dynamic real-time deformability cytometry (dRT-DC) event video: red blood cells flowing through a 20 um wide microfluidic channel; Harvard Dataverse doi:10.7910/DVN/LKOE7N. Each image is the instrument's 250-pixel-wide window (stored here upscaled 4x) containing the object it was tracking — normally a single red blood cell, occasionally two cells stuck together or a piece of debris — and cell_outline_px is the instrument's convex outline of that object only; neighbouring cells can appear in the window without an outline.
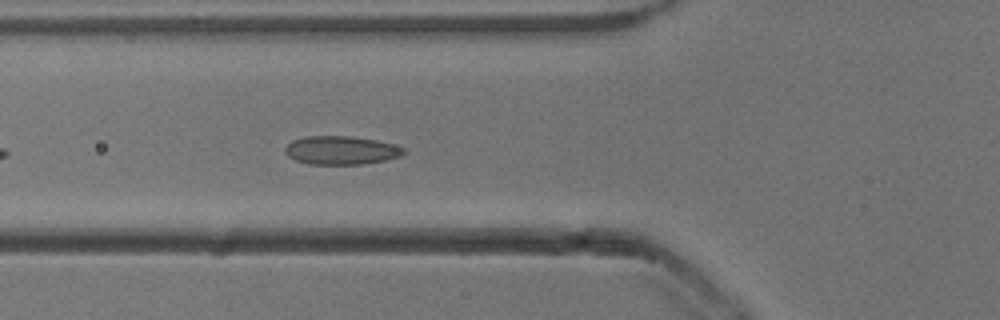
{"species": "common noctule bat (a hibernating species)", "species_latin": "Nyctalus noctula", "temperature_condition": "cold", "stored_images_in_passage": 22, "camera_frame_rate_fps": 3000, "um_per_image_px": 0.085, "animal": {"sex": "male", "body_mass_g": 13.3}, "frame": {"image": 1, "passage_image": 8, "time_ms": 2.333, "image_size_px": [1000, 320], "cell_outline_px": [[408, 152], [400, 156], [384, 160], [360, 164], [308, 164], [296, 160], [288, 156], [284, 152], [284, 148], [292, 140], [304, 136], [352, 136], [376, 140], [392, 144], [404, 148]], "centroid_in_image_um": [28.97, 12.77], "position_along_channel_um": 96.8, "area_um2": 19.71}}
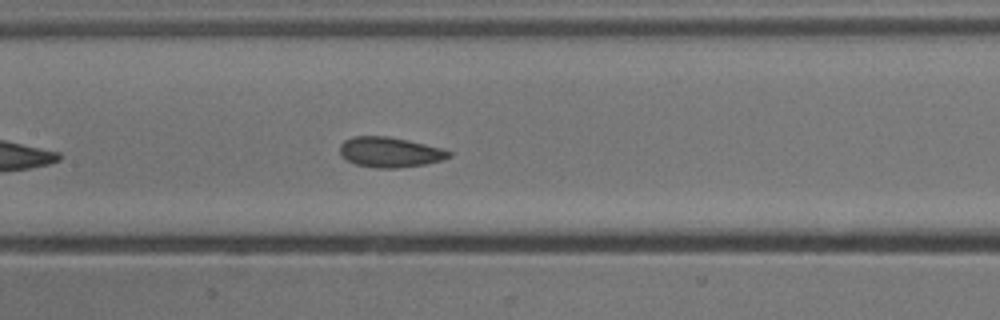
{"frame": {"image": 2, "passage_image": 14, "time_ms": 4.333, "image_size_px": [1000, 320], "cell_outline_px": [[452, 156], [444, 160], [424, 164], [396, 168], [376, 168], [356, 164], [340, 156], [340, 144], [344, 140], [352, 136], [388, 136], [408, 140], [440, 148], [452, 152]], "centroid_in_image_um": [33.13, 12.93], "position_along_channel_um": 174.3, "area_um2": 19.19}}
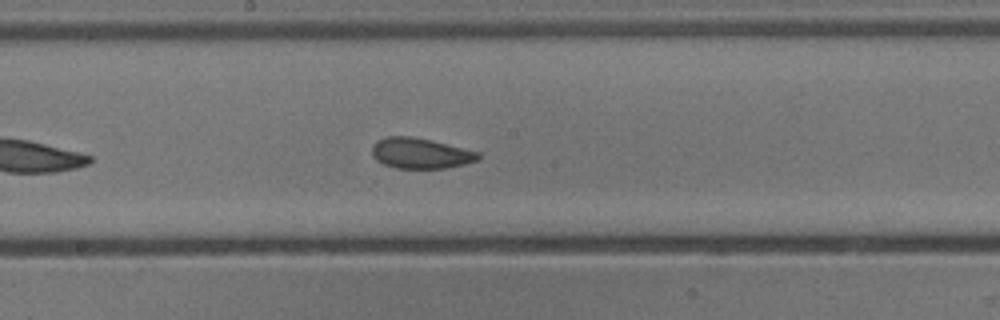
{"frame": {"image": 3, "passage_image": 17, "time_ms": 5.333, "image_size_px": [1000, 320], "cell_outline_px": [[480, 156], [476, 160], [464, 164], [444, 168], [396, 168], [384, 164], [376, 160], [372, 156], [372, 144], [376, 140], [388, 136], [412, 136], [480, 152]], "centroid_in_image_um": [35.69, 13.02], "position_along_channel_um": 212.5, "area_um2": 18.79}}